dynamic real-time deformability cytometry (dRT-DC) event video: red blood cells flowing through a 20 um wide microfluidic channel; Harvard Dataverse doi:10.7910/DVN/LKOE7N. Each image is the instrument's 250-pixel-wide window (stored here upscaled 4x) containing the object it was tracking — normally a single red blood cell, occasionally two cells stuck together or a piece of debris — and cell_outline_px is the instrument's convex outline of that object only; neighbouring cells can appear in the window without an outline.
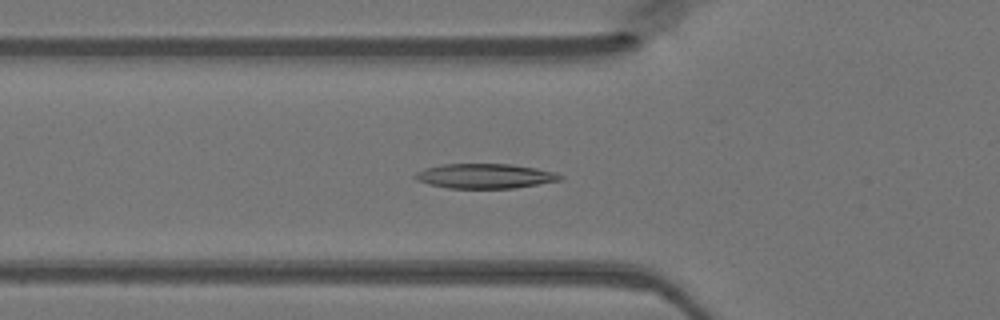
{"species": "Egyptian fruit bat (a non-hibernating species)", "species_latin": "Rousettus aegyptiacus", "temperature_condition": "warm", "stored_images_in_passage": 48, "camera_frame_rate_fps": 3000, "um_per_image_px": 0.085, "animal": {"sex": "female"}, "frame": {"image": 1, "passage_image": 17, "time_ms": 5.333, "image_size_px": [1000, 320], "cell_outline_px": [[564, 180], [512, 188], [448, 188], [428, 184], [416, 180], [412, 176], [416, 172], [424, 168], [440, 164], [508, 164], [536, 168], [556, 172], [564, 176]], "centroid_in_image_um": [41.21, 14.96], "position_along_channel_um": 84.6, "area_um2": 21.04}}
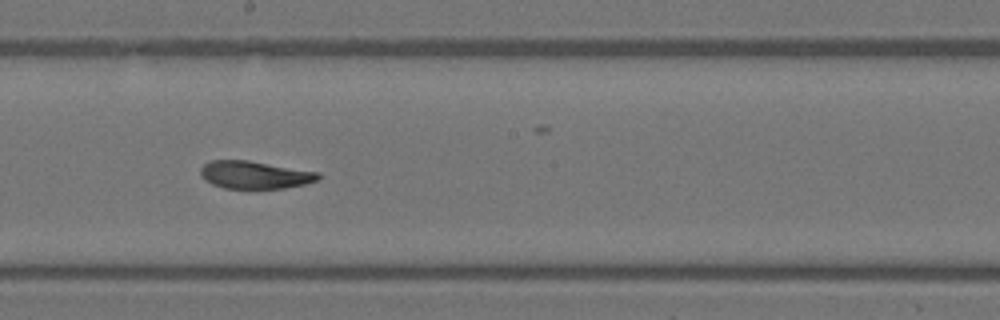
{"frame": {"image": 2, "passage_image": 27, "time_ms": 8.667, "image_size_px": [1000, 320], "cell_outline_px": [[320, 176], [316, 180], [304, 184], [284, 188], [224, 188], [212, 184], [204, 180], [200, 176], [200, 168], [204, 164], [212, 160], [248, 160], [320, 172]], "centroid_in_image_um": [21.62, 14.85], "position_along_channel_um": 226.6, "area_um2": 18.96}}
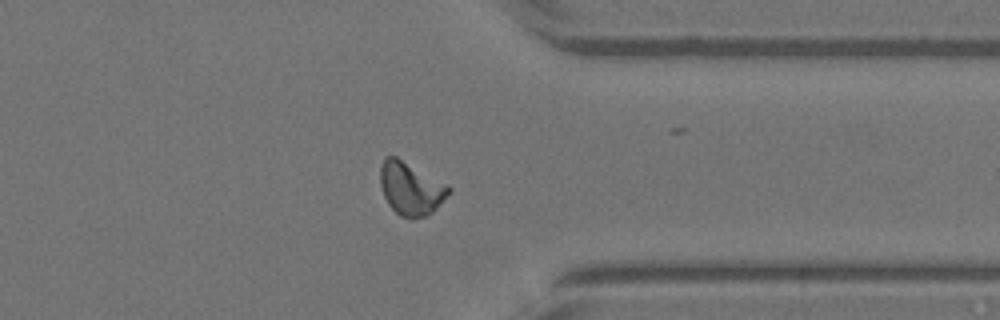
{"frame": {"image": 3, "passage_image": 38, "time_ms": 12.333, "image_size_px": [1000, 320], "cell_outline_px": [[452, 192], [432, 212], [424, 216], [412, 220], [408, 220], [400, 216], [388, 204], [384, 196], [380, 184], [380, 168], [384, 156], [396, 156], [448, 184], [452, 188]], "centroid_in_image_um": [34.93, 16.03], "position_along_channel_um": 376.5, "area_um2": 21.44}}